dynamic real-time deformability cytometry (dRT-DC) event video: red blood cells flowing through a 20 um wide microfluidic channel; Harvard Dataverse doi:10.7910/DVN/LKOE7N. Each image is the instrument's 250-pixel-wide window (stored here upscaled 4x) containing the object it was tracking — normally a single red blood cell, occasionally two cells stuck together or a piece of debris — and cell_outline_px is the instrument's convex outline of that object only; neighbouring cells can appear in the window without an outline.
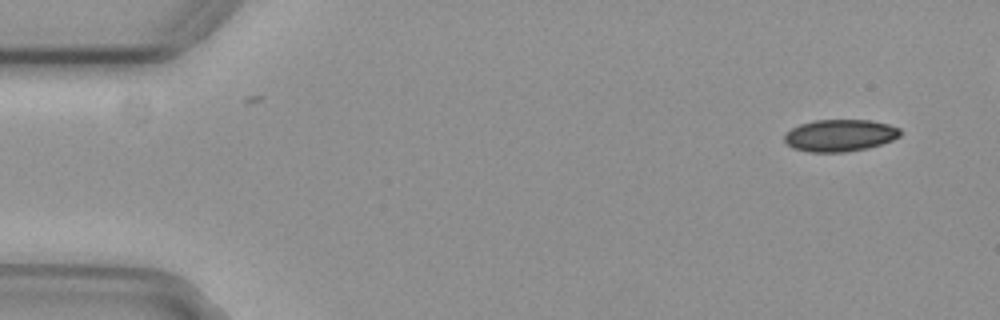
{"species": "common noctule bat (a hibernating species)", "species_latin": "Nyctalus noctula", "temperature_condition": "cold", "stored_images_in_passage": 53, "camera_frame_rate_fps": 3000, "um_per_image_px": 0.085, "animal": {"sex": "female", "body_mass_g": 29.2, "forearm_length_mm": 56.3}, "frame": {"image": 1, "passage_image": 2, "time_ms": 0.333, "image_size_px": [1000, 320], "cell_outline_px": [[900, 136], [892, 140], [868, 148], [844, 152], [808, 152], [792, 148], [784, 140], [784, 132], [800, 124], [812, 120], [868, 120], [888, 124], [900, 128]], "centroid_in_image_um": [71.36, 11.51], "position_along_channel_um": 13.6, "area_um2": 21.68}}
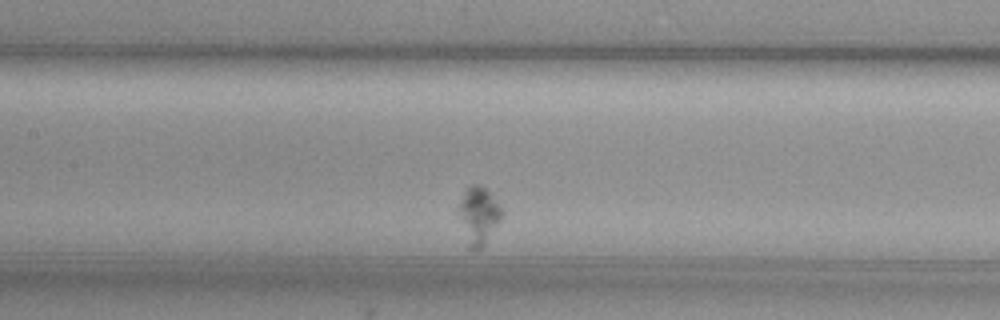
{"frame": {"image": 2, "passage_image": 19, "time_ms": 6.0, "image_size_px": [1000, 320], "cell_outline_px": [[504, 216], [484, 244], [480, 248], [468, 248], [460, 216], [460, 204], [464, 192], [472, 184], [480, 184], [504, 208]], "centroid_in_image_um": [40.74, 18.3], "position_along_channel_um": 166.7, "area_um2": 14.05}}
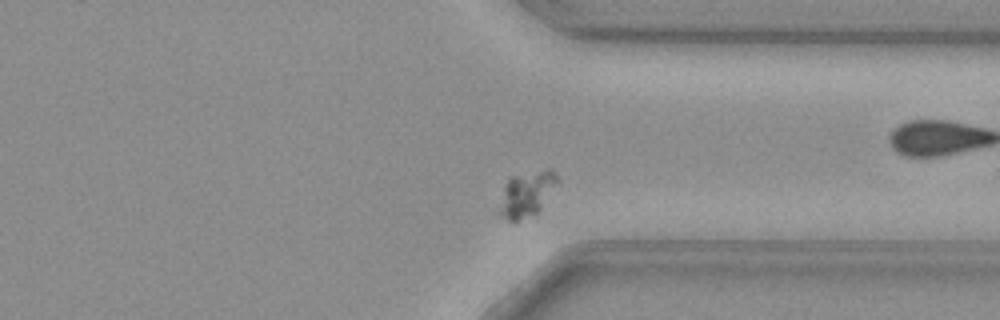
{"frame": {"image": 3, "passage_image": 37, "time_ms": 12.0, "image_size_px": [1000, 320], "cell_outline_px": [[556, 180], [540, 208], [536, 212], [520, 220], [508, 220], [496, 212], [508, 176], [548, 168], [556, 172]], "centroid_in_image_um": [44.67, 16.46], "position_along_channel_um": 366.7, "area_um2": 14.91}}